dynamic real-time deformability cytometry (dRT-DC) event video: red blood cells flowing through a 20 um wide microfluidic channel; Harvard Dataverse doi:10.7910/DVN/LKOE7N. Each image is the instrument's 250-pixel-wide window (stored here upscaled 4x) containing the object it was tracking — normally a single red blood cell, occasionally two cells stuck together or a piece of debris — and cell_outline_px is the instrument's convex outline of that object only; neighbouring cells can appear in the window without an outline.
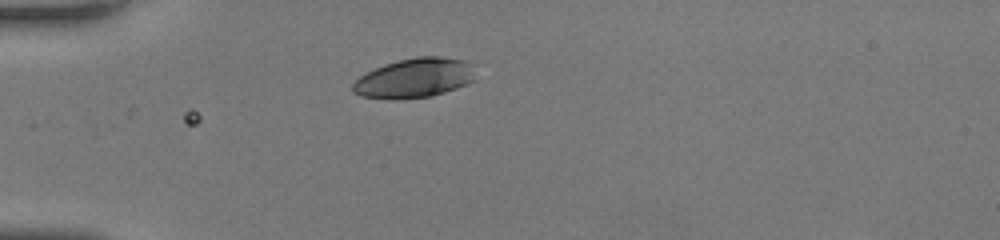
{"species": "human", "species_latin": "Homo sapiens", "temperature_condition": "room temperature", "stored_images_in_passage": 29, "camera_frame_rate_fps": 3000, "um_per_image_px": 0.085, "donor": {"sex": "female"}, "frame": {"image": 1, "passage_image": 1, "time_ms": 0.0, "image_size_px": [1000, 240], "cell_outline_px": [[476, 80], [468, 84], [432, 96], [396, 100], [388, 100], [360, 96], [352, 92], [352, 84], [360, 76], [376, 68], [400, 60], [420, 56], [440, 56], [464, 60], [468, 64]], "centroid_in_image_um": [35.2, 6.66], "position_along_channel_um": 49.8, "area_um2": 28.15}}
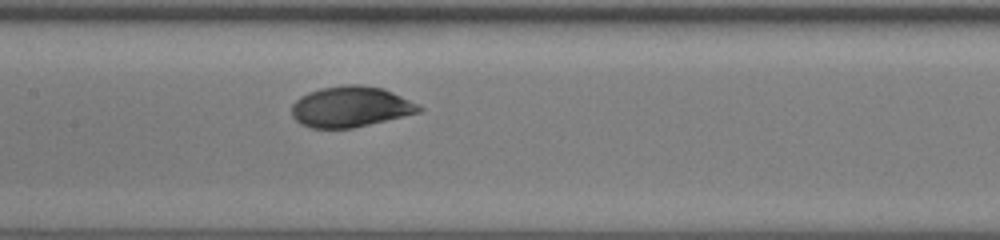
{"frame": {"image": 2, "passage_image": 12, "time_ms": 3.667, "image_size_px": [1000, 240], "cell_outline_px": [[424, 108], [420, 112], [404, 116], [352, 128], [312, 128], [300, 124], [292, 116], [292, 104], [300, 96], [308, 92], [320, 88], [348, 84], [360, 84], [384, 88], [420, 104]], "centroid_in_image_um": [29.81, 9.06], "position_along_channel_um": 177.6, "area_um2": 30.4}}
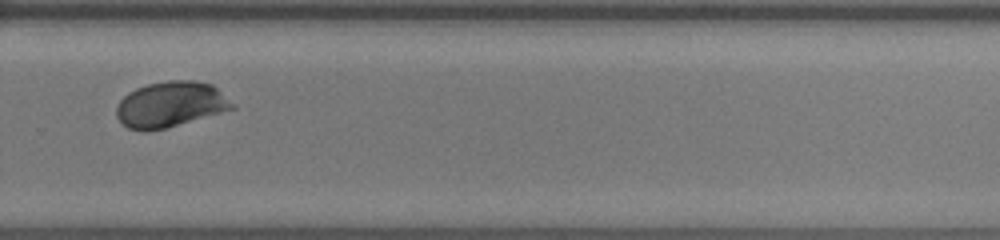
{"frame": {"image": 3, "passage_image": 22, "time_ms": 7.0, "image_size_px": [1000, 240], "cell_outline_px": [[236, 108], [164, 128], [144, 132], [128, 128], [116, 116], [116, 108], [120, 100], [128, 92], [136, 88], [148, 84], [168, 80], [196, 80], [212, 84], [236, 104]], "centroid_in_image_um": [14.5, 8.86], "position_along_channel_um": 315.3, "area_um2": 30.75}, "authors_computed_cell_mechanics": {"area_um2": 29.8826, "velocity_mm_per_s": 4.1338, "shape_relaxation_time_tau1_ms": 3.567, "shape_relaxation_time_tau2_ms": 0.7919, "deformation_change_tau1": 0.1446, "deformation_change_tau2": 0.0425}}